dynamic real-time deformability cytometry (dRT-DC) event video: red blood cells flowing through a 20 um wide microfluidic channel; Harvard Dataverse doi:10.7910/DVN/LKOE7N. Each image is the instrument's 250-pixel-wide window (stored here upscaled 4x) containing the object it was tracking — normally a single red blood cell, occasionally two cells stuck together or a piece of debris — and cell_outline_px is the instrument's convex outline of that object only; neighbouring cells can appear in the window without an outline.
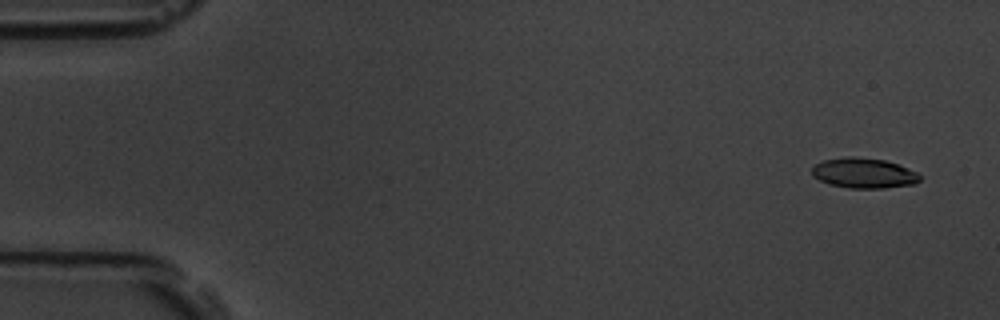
{"species": "common noctule bat (a hibernating species)", "species_latin": "Nyctalus noctula", "temperature_condition": "room temperature", "stored_images_in_passage": 5, "camera_frame_rate_fps": 3000, "um_per_image_px": 0.085, "animal": {"sex": "male", "body_mass_g": 19.5, "forearm_length_mm": 54.6}, "frame": {"image": 1, "passage_image": 1, "time_ms": 0.0, "image_size_px": [1000, 320], "cell_outline_px": [[920, 180], [916, 184], [884, 188], [848, 188], [828, 184], [812, 176], [812, 168], [816, 164], [824, 160], [848, 156], [852, 156], [884, 160], [908, 168], [916, 172], [920, 176]], "centroid_in_image_um": [73.41, 14.72], "position_along_channel_um": 11.6, "area_um2": 18.96}}
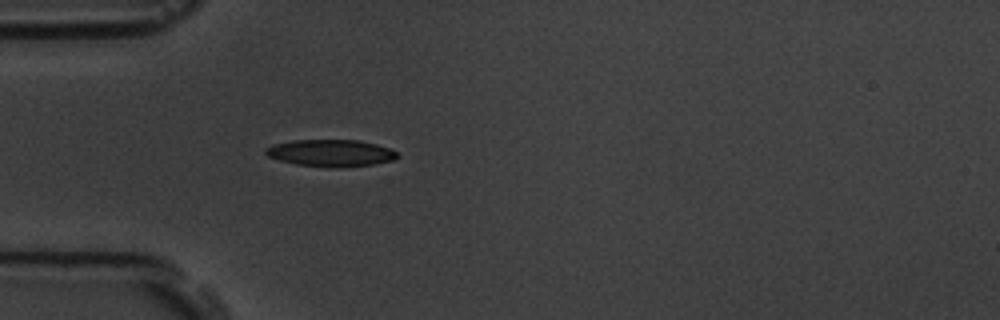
{"frame": {"image": 2, "passage_image": 5, "time_ms": 1.333, "image_size_px": [1000, 320], "cell_outline_px": [[400, 156], [396, 160], [372, 164], [296, 164], [280, 160], [268, 156], [264, 152], [264, 148], [272, 144], [292, 140], [360, 140], [376, 144], [388, 148], [396, 152]], "centroid_in_image_um": [28.09, 12.94], "position_along_channel_um": 56.9, "area_um2": 19.65}}